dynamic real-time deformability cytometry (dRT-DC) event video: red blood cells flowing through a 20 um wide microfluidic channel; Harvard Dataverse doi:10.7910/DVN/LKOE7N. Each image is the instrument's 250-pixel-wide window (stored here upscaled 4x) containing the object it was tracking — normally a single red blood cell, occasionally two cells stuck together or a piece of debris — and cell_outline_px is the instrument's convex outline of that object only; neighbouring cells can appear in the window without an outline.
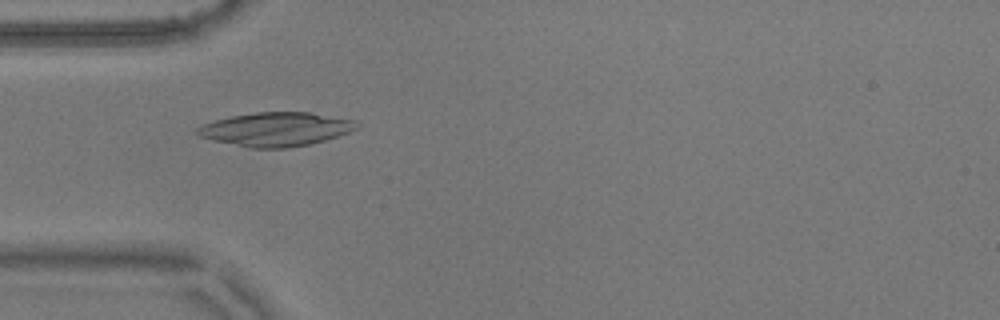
{"species": "common noctule bat (a hibernating species)", "species_latin": "Nyctalus noctula", "temperature_condition": "warm", "stored_images_in_passage": 56, "camera_frame_rate_fps": 3000, "um_per_image_px": 0.085, "animal": {"sex": "male", "body_mass_g": 17.9}, "frame": {"image": 1, "passage_image": 17, "time_ms": 5.333, "image_size_px": [1000, 320], "cell_outline_px": [[360, 128], [312, 144], [288, 148], [248, 148], [212, 140], [200, 136], [196, 132], [196, 128], [204, 124], [216, 120], [232, 116], [256, 112], [312, 112], [356, 120], [360, 124]], "centroid_in_image_um": [23.49, 10.98], "position_along_channel_um": 61.5, "area_um2": 31.56}}
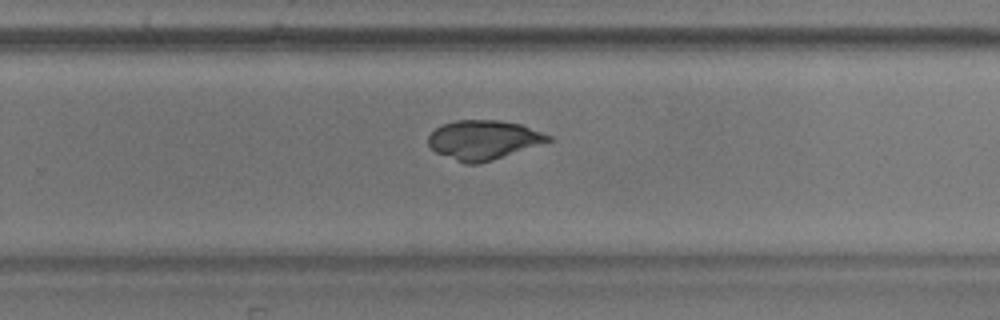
{"frame": {"image": 2, "passage_image": 36, "time_ms": 11.667, "image_size_px": [1000, 320], "cell_outline_px": [[552, 140], [480, 164], [464, 164], [436, 152], [428, 144], [428, 136], [436, 128], [444, 124], [456, 120], [500, 120], [520, 124], [552, 136]], "centroid_in_image_um": [41.07, 11.89], "position_along_channel_um": 288.7, "area_um2": 27.22}}
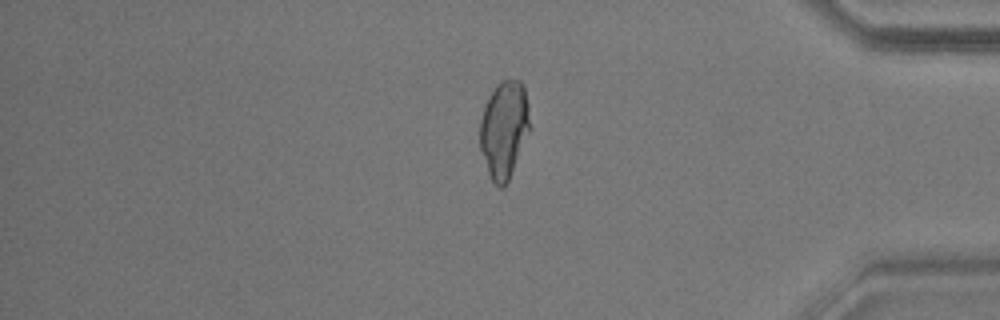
{"frame": {"image": 3, "passage_image": 47, "time_ms": 15.333, "image_size_px": [1000, 320], "cell_outline_px": [[532, 128], [508, 180], [504, 188], [500, 188], [492, 180], [488, 172], [480, 148], [480, 120], [484, 108], [496, 84], [500, 80], [520, 80], [524, 84], [528, 104]], "centroid_in_image_um": [42.88, 10.98], "position_along_channel_um": 392.3, "area_um2": 28.44}, "authors_computed_cell_mechanics": {"area_um2": 28.0908, "velocity_mm_per_s": 3.5934, "shape_relaxation_time_tau1_ms": null, "shape_relaxation_time_tau2_ms": 1.9274, "deformation_change_tau1": null, "deformation_change_tau2": 0.0419}}